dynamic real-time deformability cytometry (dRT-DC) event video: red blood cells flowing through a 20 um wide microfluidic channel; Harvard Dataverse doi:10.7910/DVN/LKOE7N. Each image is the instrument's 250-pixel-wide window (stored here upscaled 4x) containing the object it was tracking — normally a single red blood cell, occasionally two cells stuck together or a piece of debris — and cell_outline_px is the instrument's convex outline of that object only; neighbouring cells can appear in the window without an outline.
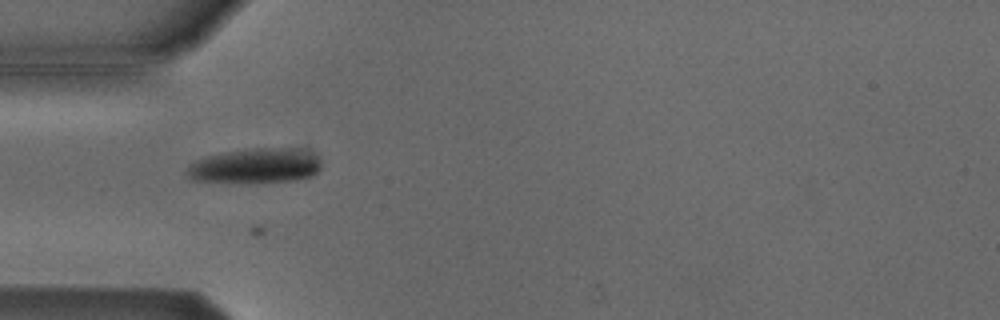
{"species": "Egyptian fruit bat (a non-hibernating species)", "species_latin": "Rousettus aegyptiacus", "temperature_condition": "cold", "stored_images_in_passage": 19, "camera_frame_rate_fps": 3000, "um_per_image_px": 0.085, "animal": {"sex": "male"}, "frame": {"image": 1, "passage_image": 5, "time_ms": 1.333, "image_size_px": [1000, 320], "cell_outline_px": [[320, 168], [312, 176], [296, 180], [252, 184], [236, 184], [192, 180], [184, 172], [188, 164], [204, 156], [228, 152], [256, 148], [304, 148], [312, 152], [316, 156], [320, 164]], "centroid_in_image_um": [21.66, 14.13], "position_along_channel_um": 63.3, "area_um2": 28.21}}